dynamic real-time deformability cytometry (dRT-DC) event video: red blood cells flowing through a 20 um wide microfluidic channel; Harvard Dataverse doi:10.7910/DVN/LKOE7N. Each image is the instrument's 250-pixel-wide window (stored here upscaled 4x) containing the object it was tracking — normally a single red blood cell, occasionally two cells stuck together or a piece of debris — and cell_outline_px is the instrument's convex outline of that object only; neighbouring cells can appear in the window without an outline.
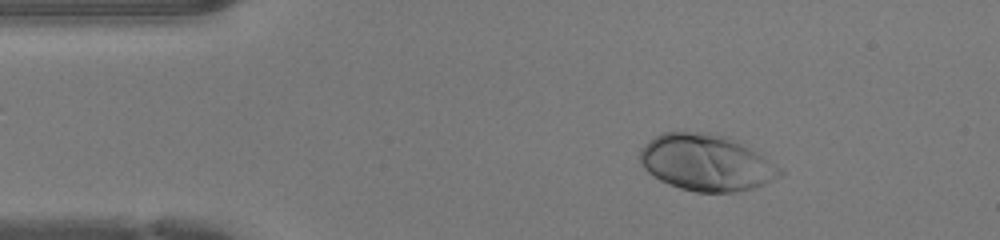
{"species": "human", "species_latin": "Homo sapiens", "temperature_condition": "warm", "stored_images_in_passage": 46, "camera_frame_rate_fps": 3000, "um_per_image_px": 0.085, "donor": {"sex": "female"}, "frame": {"image": 1, "passage_image": 6, "time_ms": 1.667, "image_size_px": [1000, 240], "cell_outline_px": [[784, 172], [780, 176], [764, 184], [752, 188], [736, 192], [696, 192], [680, 188], [668, 184], [660, 180], [648, 172], [640, 164], [640, 148], [648, 140], [660, 132], [712, 132], [728, 136], [756, 152], [776, 164]], "centroid_in_image_um": [59.99, 13.81], "position_along_channel_um": 25.0, "area_um2": 46.12}}
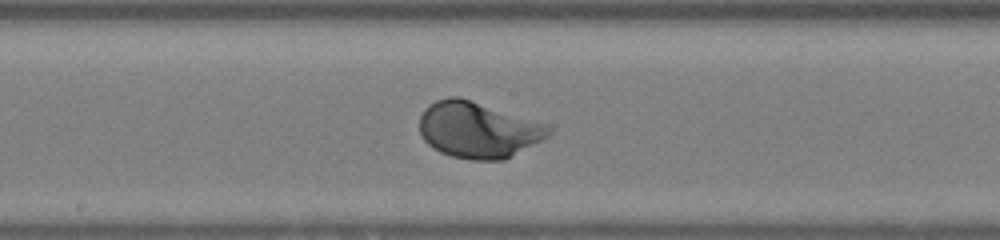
{"frame": {"image": 2, "passage_image": 23, "time_ms": 7.333, "image_size_px": [1000, 240], "cell_outline_px": [[552, 132], [544, 140], [504, 160], [472, 160], [452, 156], [440, 152], [432, 148], [420, 136], [420, 116], [424, 108], [428, 104], [436, 100], [448, 96], [460, 96], [548, 124], [552, 128]], "centroid_in_image_um": [40.64, 11.03], "position_along_channel_um": 207.6, "area_um2": 42.77}}
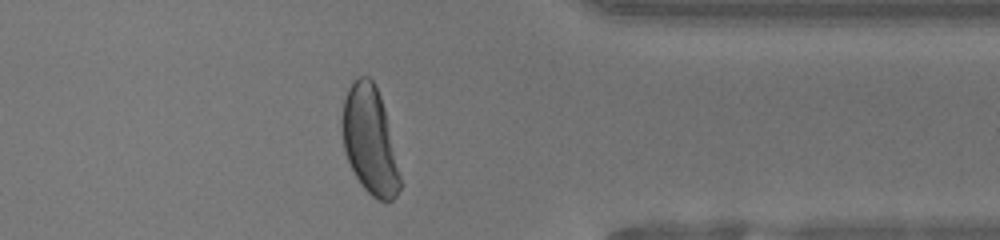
{"frame": {"image": 3, "passage_image": 36, "time_ms": 11.667, "image_size_px": [1000, 240], "cell_outline_px": [[400, 188], [396, 196], [392, 200], [380, 200], [372, 196], [360, 184], [344, 152], [340, 128], [340, 120], [344, 100], [348, 88], [352, 80], [360, 76], [368, 76], [372, 80], [380, 96], [384, 108], [400, 176]], "centroid_in_image_um": [31.38, 11.91], "position_along_channel_um": 380.0, "area_um2": 36.07}, "authors_computed_cell_mechanics": {"area_um2": 41.327, "velocity_mm_per_s": 4.2562, "shape_relaxation_time_tau1_ms": 2.1476, "shape_relaxation_time_tau2_ms": null, "deformation_change_tau1": 0.1606, "deformation_change_tau2": null}}